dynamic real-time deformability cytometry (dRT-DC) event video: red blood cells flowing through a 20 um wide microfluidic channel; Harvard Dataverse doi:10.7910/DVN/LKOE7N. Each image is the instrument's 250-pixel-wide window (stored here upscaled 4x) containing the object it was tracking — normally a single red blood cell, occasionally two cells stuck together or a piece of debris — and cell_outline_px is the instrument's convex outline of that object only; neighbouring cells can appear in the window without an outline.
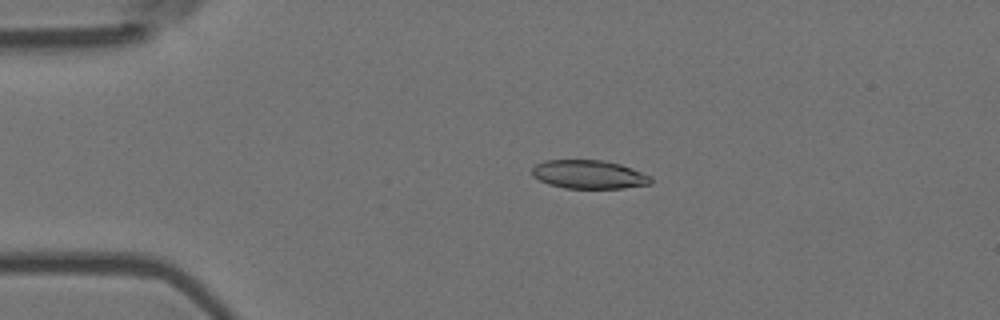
{"species": "Egyptian fruit bat (a non-hibernating species)", "species_latin": "Rousettus aegyptiacus", "temperature_condition": "room temperature", "stored_images_in_passage": 6, "camera_frame_rate_fps": 3000, "um_per_image_px": 0.085, "animal": {"sex": "female"}, "frame": {"image": 1, "passage_image": 4, "time_ms": 1.0, "image_size_px": [1000, 320], "cell_outline_px": [[652, 184], [624, 188], [564, 188], [548, 184], [532, 176], [532, 168], [536, 164], [544, 160], [604, 160], [620, 164], [652, 176]], "centroid_in_image_um": [50.06, 14.83], "position_along_channel_um": 34.9, "area_um2": 19.88}}
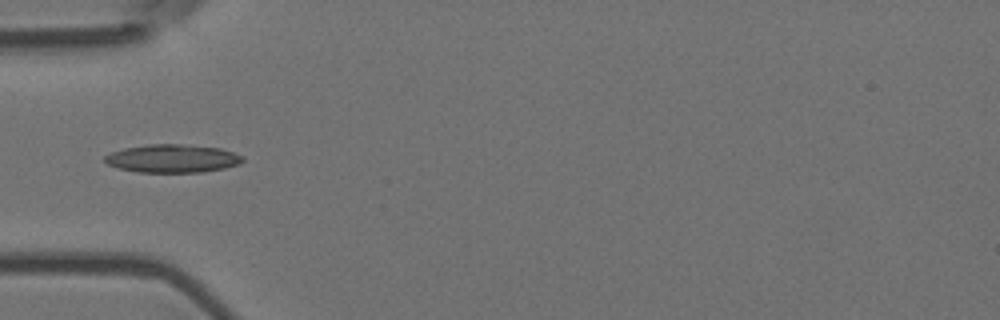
{"frame": {"image": 2, "passage_image": 6, "time_ms": 1.667, "image_size_px": [1000, 320], "cell_outline_px": [[244, 160], [240, 164], [224, 168], [204, 172], [136, 172], [120, 168], [108, 164], [104, 160], [104, 156], [112, 152], [124, 148], [148, 144], [180, 144], [220, 148], [244, 156]], "centroid_in_image_um": [14.68, 13.47], "position_along_channel_um": 70.3, "area_um2": 22.6}}